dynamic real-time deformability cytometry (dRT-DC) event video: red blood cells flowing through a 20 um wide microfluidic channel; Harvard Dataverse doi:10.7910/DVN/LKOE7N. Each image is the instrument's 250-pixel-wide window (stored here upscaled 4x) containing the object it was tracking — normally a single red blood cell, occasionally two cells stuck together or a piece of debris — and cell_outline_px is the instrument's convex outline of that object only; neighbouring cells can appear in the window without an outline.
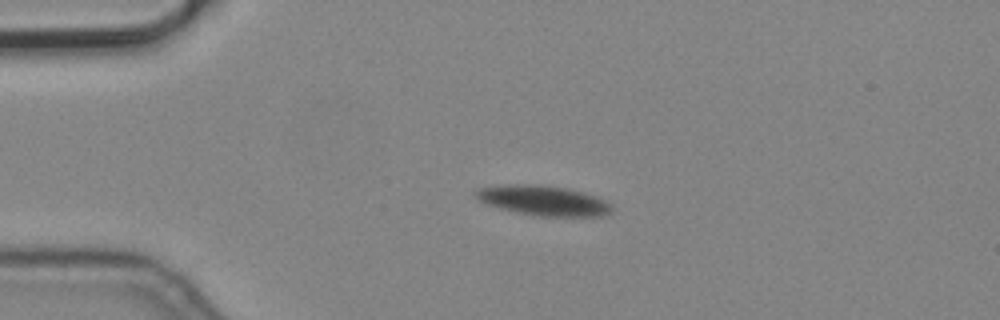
{"species": "common noctule bat (a hibernating species)", "species_latin": "Nyctalus noctula", "temperature_condition": "cold", "stored_images_in_passage": 5, "camera_frame_rate_fps": 3000, "um_per_image_px": 0.085, "animal": {"sex": "male", "body_mass_g": 19.2, "forearm_length_mm": 51.8}, "frame": {"image": 1, "passage_image": 3, "time_ms": 0.667, "image_size_px": [1000, 320], "cell_outline_px": [[612, 208], [608, 212], [600, 216], [540, 216], [500, 208], [476, 200], [472, 192], [476, 188], [508, 184], [528, 184], [564, 188], [580, 192], [604, 200], [612, 204]], "centroid_in_image_um": [46.08, 17.04], "position_along_channel_um": 38.9, "area_um2": 23.29}}
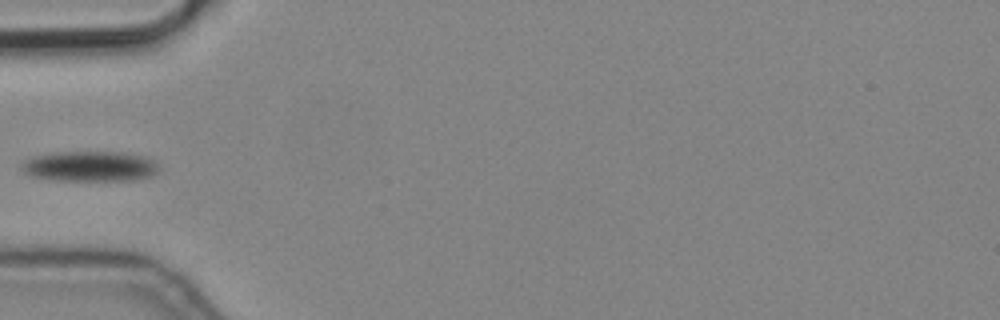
{"frame": {"image": 2, "passage_image": 5, "time_ms": 1.333, "image_size_px": [1000, 320], "cell_outline_px": [[160, 172], [152, 176], [136, 180], [52, 180], [28, 176], [20, 168], [20, 164], [24, 160], [36, 156], [56, 152], [120, 152], [144, 156], [152, 160], [160, 168]], "centroid_in_image_um": [7.64, 14.14], "position_along_channel_um": 77.4, "area_um2": 24.45}}